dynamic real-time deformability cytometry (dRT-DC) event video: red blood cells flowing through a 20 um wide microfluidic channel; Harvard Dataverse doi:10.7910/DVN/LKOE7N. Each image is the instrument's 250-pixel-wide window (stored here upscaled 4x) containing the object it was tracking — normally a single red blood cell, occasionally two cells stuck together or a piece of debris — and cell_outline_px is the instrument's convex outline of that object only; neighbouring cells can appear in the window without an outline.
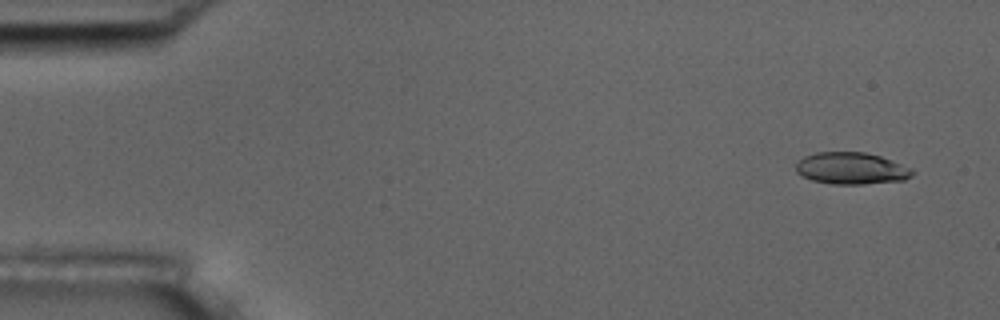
{"species": "common noctule bat (a hibernating species)", "species_latin": "Nyctalus noctula", "temperature_condition": "room temperature", "stored_images_in_passage": 6, "camera_frame_rate_fps": 3000, "um_per_image_px": 0.085, "animal": {"sex": "male", "body_mass_g": 17.5, "forearm_length_mm": 52.3}, "frame": {"image": 1, "passage_image": 1, "time_ms": 0.0, "image_size_px": [1000, 320], "cell_outline_px": [[916, 172], [912, 176], [904, 180], [864, 184], [832, 184], [812, 180], [800, 176], [796, 172], [796, 164], [804, 156], [816, 152], [864, 152], [880, 156], [912, 168]], "centroid_in_image_um": [72.37, 14.31], "position_along_channel_um": 12.6, "area_um2": 21.73}}
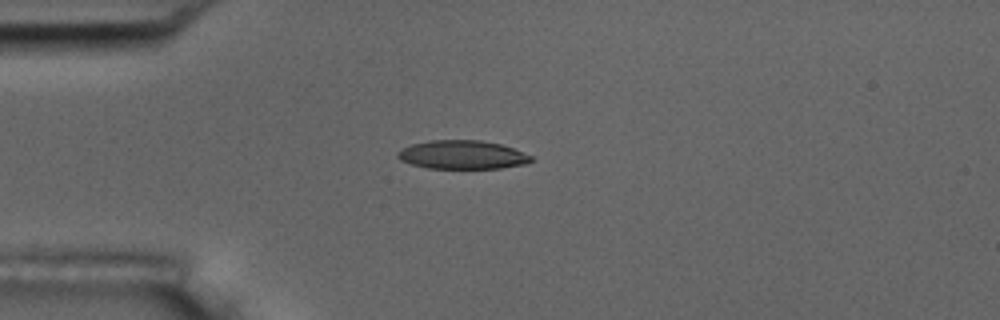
{"frame": {"image": 2, "passage_image": 4, "time_ms": 3.667, "image_size_px": [1000, 320], "cell_outline_px": [[532, 160], [528, 164], [500, 168], [428, 168], [412, 164], [400, 160], [396, 156], [396, 152], [400, 148], [412, 144], [428, 140], [480, 140], [500, 144], [512, 148], [532, 156]], "centroid_in_image_um": [39.27, 13.15], "position_along_channel_um": 45.7, "area_um2": 22.31}}